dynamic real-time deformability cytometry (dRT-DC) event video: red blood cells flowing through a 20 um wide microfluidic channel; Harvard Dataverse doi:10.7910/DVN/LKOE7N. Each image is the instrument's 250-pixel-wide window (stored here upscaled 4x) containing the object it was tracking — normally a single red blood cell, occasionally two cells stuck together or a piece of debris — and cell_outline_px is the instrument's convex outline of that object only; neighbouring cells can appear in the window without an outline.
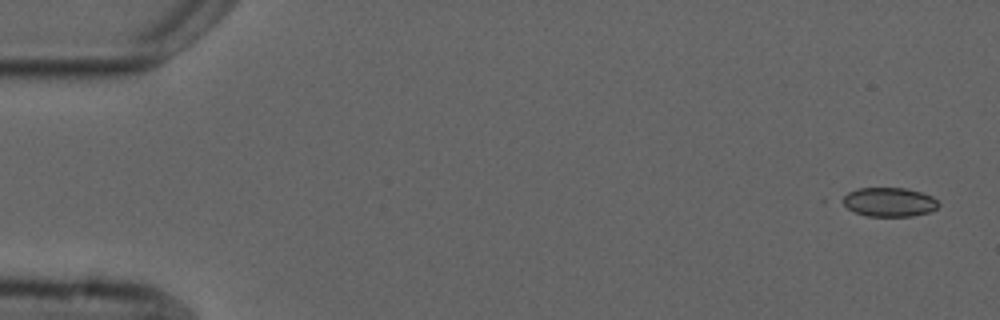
{"species": "common noctule bat (a hibernating species)", "species_latin": "Nyctalus noctula", "temperature_condition": "cold", "stored_images_in_passage": 6, "segment_of_instrument_passage": [1, 2], "camera_frame_rate_fps": 3000, "um_per_image_px": 0.085, "animal": {"sex": "male", "forearm_length_mm": 52.5}, "frame": {"image": 1, "passage_image": 1, "time_ms": 0.0, "image_size_px": [1000, 320], "cell_outline_px": [[940, 204], [932, 212], [912, 216], [868, 216], [856, 212], [848, 208], [836, 200], [848, 192], [860, 188], [904, 188], [920, 192], [932, 196]], "centroid_in_image_um": [75.54, 17.17], "position_along_channel_um": 9.5, "area_um2": 16.42}}
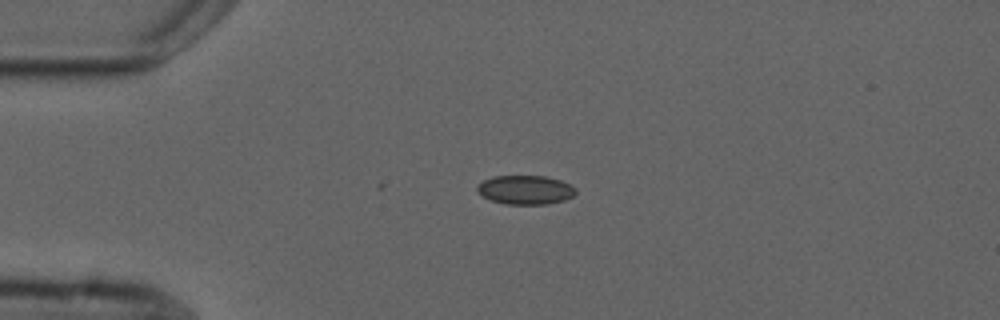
{"frame": {"image": 2, "passage_image": 4, "time_ms": 3.667, "image_size_px": [1000, 320], "cell_outline_px": [[576, 192], [572, 196], [564, 200], [548, 204], [508, 204], [492, 200], [476, 192], [476, 188], [484, 180], [492, 176], [544, 176], [560, 180], [572, 184], [576, 188]], "centroid_in_image_um": [44.68, 16.13], "position_along_channel_um": 40.3, "area_um2": 16.59}}